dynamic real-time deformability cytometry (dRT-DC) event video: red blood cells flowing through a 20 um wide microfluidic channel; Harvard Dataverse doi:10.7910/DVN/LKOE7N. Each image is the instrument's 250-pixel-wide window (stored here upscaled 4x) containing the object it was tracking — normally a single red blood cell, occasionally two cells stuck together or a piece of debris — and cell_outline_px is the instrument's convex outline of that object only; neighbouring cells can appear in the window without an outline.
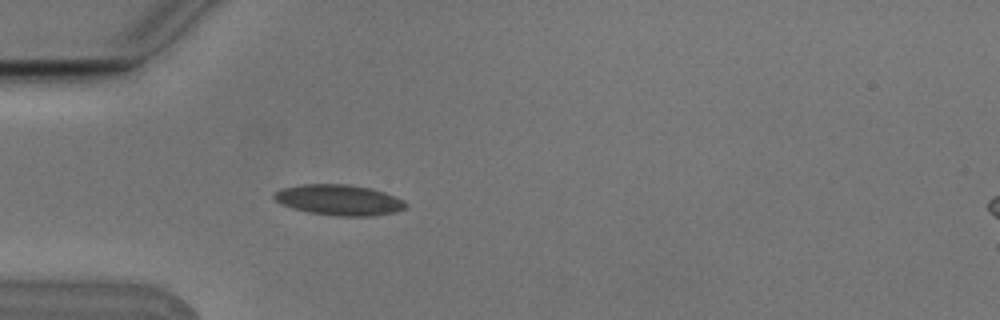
{"species": "Egyptian fruit bat (a non-hibernating species)", "species_latin": "Rousettus aegyptiacus", "temperature_condition": "cold", "stored_images_in_passage": 4, "camera_frame_rate_fps": 3000, "um_per_image_px": 0.085, "animal": {"sex": "male"}, "frame": {"image": 1, "passage_image": 4, "time_ms": 1.0, "image_size_px": [1000, 320], "cell_outline_px": [[408, 208], [396, 212], [372, 216], [336, 216], [308, 212], [292, 208], [280, 204], [272, 196], [280, 188], [300, 184], [348, 184], [372, 188], [384, 192], [404, 200], [408, 204]], "centroid_in_image_um": [28.84, 17.0], "position_along_channel_um": 56.2, "area_um2": 23.81}}